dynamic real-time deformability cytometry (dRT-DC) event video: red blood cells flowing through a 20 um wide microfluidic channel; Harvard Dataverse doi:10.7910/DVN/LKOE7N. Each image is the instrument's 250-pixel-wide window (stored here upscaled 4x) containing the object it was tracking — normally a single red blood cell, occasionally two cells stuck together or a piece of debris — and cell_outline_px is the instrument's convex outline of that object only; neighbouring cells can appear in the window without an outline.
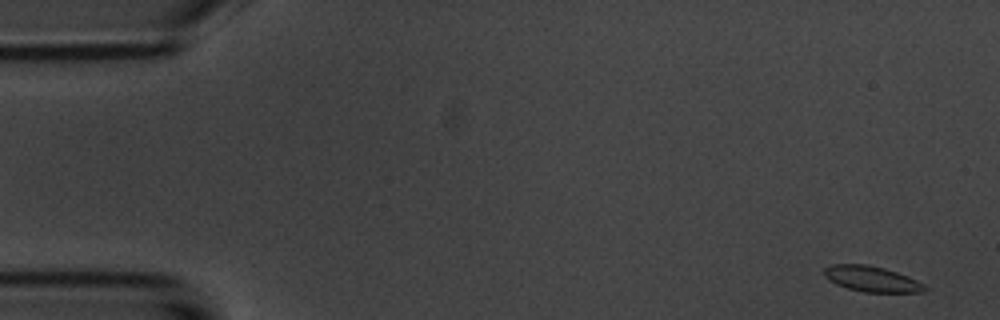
{"species": "common noctule bat (a hibernating species)", "species_latin": "Nyctalus noctula", "temperature_condition": "room temperature", "stored_images_in_passage": 53, "camera_frame_rate_fps": 3000, "um_per_image_px": 0.085, "animal": {"sex": "male", "body_mass_g": 20.1, "forearm_length_mm": 53.5}, "frame": {"image": 1, "passage_image": 1, "time_ms": 0.0, "image_size_px": [1000, 320], "cell_outline_px": [[928, 288], [924, 292], [864, 292], [848, 288], [836, 284], [828, 280], [824, 276], [824, 268], [832, 264], [868, 264], [884, 268], [908, 276], [924, 284]], "centroid_in_image_um": [74.09, 23.7], "position_along_channel_um": 10.9, "area_um2": 15.03}}
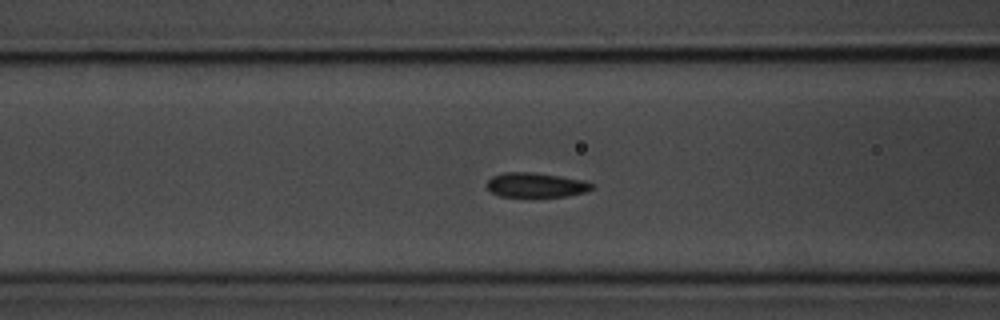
{"frame": {"image": 2, "passage_image": 20, "time_ms": 6.333, "image_size_px": [1000, 320], "cell_outline_px": [[596, 184], [592, 188], [584, 192], [564, 196], [500, 196], [492, 192], [488, 188], [488, 180], [492, 176], [504, 172], [532, 172], [560, 176], [584, 180]], "centroid_in_image_um": [45.57, 15.71], "position_along_channel_um": 121.0, "area_um2": 14.85}}
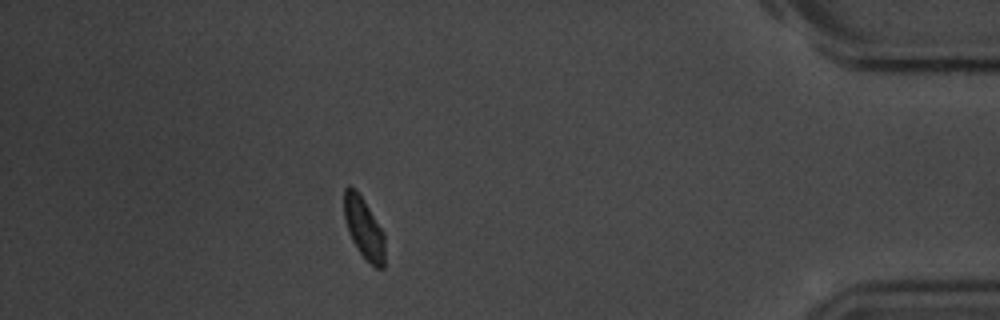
{"frame": {"image": 3, "passage_image": 47, "time_ms": 15.333, "image_size_px": [1000, 320], "cell_outline_px": [[384, 268], [376, 268], [356, 248], [352, 240], [344, 216], [344, 188], [348, 184], [360, 196], [384, 232]], "centroid_in_image_um": [30.93, 19.4], "position_along_channel_um": 404.3, "area_um2": 14.05}}